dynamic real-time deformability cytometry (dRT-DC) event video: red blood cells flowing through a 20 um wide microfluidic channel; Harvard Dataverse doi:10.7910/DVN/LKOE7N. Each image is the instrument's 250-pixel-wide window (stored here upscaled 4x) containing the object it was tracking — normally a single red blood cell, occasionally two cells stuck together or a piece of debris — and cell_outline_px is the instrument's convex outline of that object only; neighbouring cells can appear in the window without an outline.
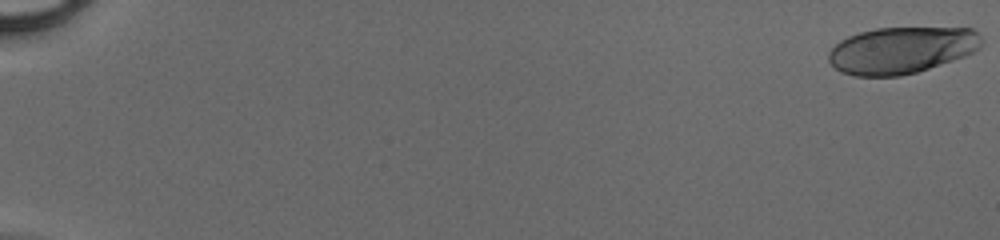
{"species": "human", "species_latin": "Homo sapiens", "temperature_condition": "cold", "stored_images_in_passage": 50, "camera_frame_rate_fps": 3000, "um_per_image_px": 0.085, "donor": {"sex": "male"}, "frame": {"image": 1, "passage_image": 1, "time_ms": 0.0, "image_size_px": [1000, 240], "cell_outline_px": [[984, 44], [980, 48], [964, 56], [916, 72], [900, 76], [856, 76], [840, 72], [828, 60], [828, 52], [840, 40], [848, 36], [860, 32], [876, 28], [972, 28], [984, 40]], "centroid_in_image_um": [76.62, 4.26], "position_along_channel_um": 8.4, "area_um2": 41.56}}
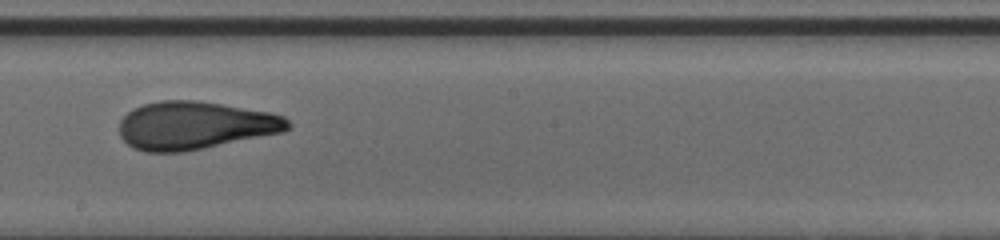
{"frame": {"image": 2, "passage_image": 31, "time_ms": 10.0, "image_size_px": [1000, 240], "cell_outline_px": [[292, 124], [284, 132], [184, 152], [144, 152], [132, 148], [120, 136], [120, 120], [132, 108], [144, 104], [160, 100], [196, 100], [272, 112], [284, 116]], "centroid_in_image_um": [16.57, 10.66], "position_along_channel_um": 231.6, "area_um2": 47.34}}
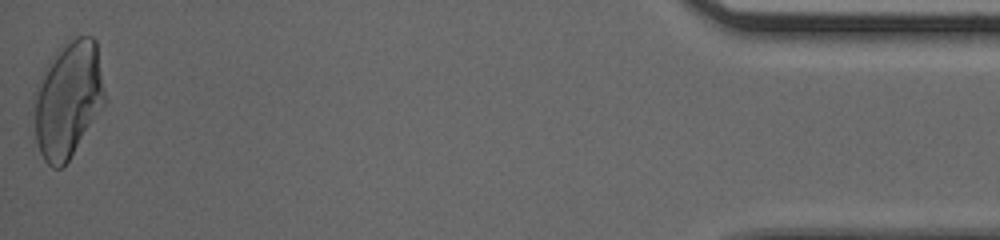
{"frame": {"image": 3, "passage_image": 50, "time_ms": 16.333, "image_size_px": [1000, 240], "cell_outline_px": [[104, 104], [68, 160], [60, 168], [52, 168], [44, 160], [40, 152], [36, 140], [32, 100], [32, 92], [44, 68], [56, 48], [76, 36], [92, 36], [96, 40], [104, 92]], "centroid_in_image_um": [5.72, 8.41], "position_along_channel_um": 429.5, "area_um2": 48.09}}